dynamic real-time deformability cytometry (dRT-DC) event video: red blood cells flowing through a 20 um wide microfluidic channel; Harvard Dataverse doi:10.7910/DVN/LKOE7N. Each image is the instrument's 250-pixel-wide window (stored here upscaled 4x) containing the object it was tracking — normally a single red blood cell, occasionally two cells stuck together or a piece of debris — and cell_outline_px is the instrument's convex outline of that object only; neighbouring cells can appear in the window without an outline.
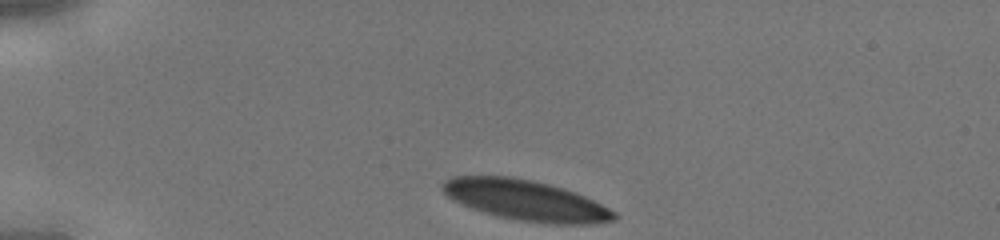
{"species": "human", "species_latin": "Homo sapiens", "temperature_condition": "cold", "stored_images_in_passage": 29, "camera_frame_rate_fps": 3000, "um_per_image_px": 0.085, "donor": {"sex": "male"}, "frame": {"image": 1, "passage_image": 1, "time_ms": 0.0, "image_size_px": [1000, 240], "cell_outline_px": [[616, 220], [592, 224], [552, 224], [520, 220], [500, 216], [484, 212], [472, 208], [452, 200], [440, 188], [440, 184], [444, 180], [452, 176], [512, 176], [532, 180], [564, 188], [576, 192], [616, 212]], "centroid_in_image_um": [44.67, 17.01], "position_along_channel_um": 40.3, "area_um2": 40.34}}
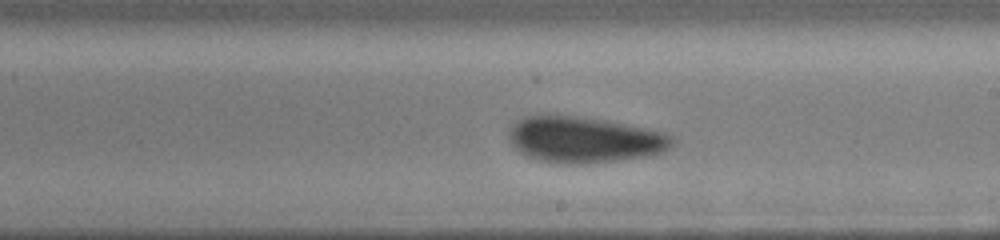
{"frame": {"image": 2, "passage_image": 17, "time_ms": 5.333, "image_size_px": [1000, 240], "cell_outline_px": [[676, 144], [664, 152], [652, 156], [584, 164], [560, 164], [540, 160], [524, 156], [508, 140], [508, 128], [520, 116], [540, 112], [556, 112], [604, 120], [664, 132], [672, 136], [676, 140]], "centroid_in_image_um": [49.59, 11.83], "position_along_channel_um": 239.4, "area_um2": 45.43}}
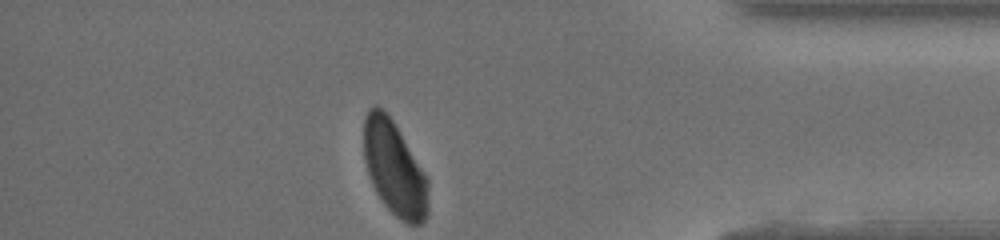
{"frame": {"image": 3, "passage_image": 29, "time_ms": 9.333, "image_size_px": [1000, 240], "cell_outline_px": [[428, 212], [424, 220], [420, 224], [408, 224], [400, 220], [384, 204], [372, 184], [368, 172], [364, 156], [364, 116], [368, 108], [376, 104], [392, 120], [428, 176]], "centroid_in_image_um": [33.54, 14.32], "position_along_channel_um": 401.7, "area_um2": 35.32}}